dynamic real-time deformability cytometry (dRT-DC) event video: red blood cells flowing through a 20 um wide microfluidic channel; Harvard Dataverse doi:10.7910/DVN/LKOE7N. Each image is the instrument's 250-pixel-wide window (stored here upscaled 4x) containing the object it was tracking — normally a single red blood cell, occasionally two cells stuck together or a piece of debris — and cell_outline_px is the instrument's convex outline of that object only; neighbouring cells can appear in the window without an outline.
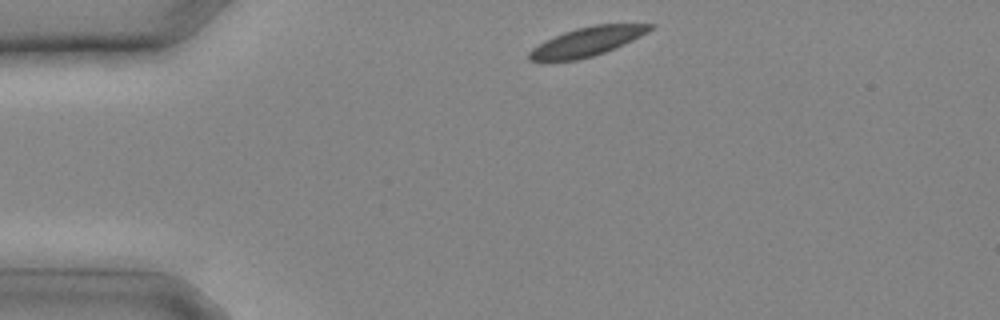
{"species": "common noctule bat (a hibernating species)", "species_latin": "Nyctalus noctula", "temperature_condition": "cold", "stored_images_in_passage": 7, "camera_frame_rate_fps": 3000, "um_per_image_px": 0.085, "animal": {"sex": "male", "body_mass_g": 20.4}, "frame": {"image": 1, "passage_image": 1, "time_ms": 0.0, "image_size_px": [1000, 320], "cell_outline_px": [[656, 24], [648, 32], [616, 48], [592, 56], [576, 60], [528, 60], [528, 52], [532, 48], [564, 32], [576, 28], [596, 24]], "centroid_in_image_um": [49.93, 3.53], "position_along_channel_um": 35.1, "area_um2": 19.94}}
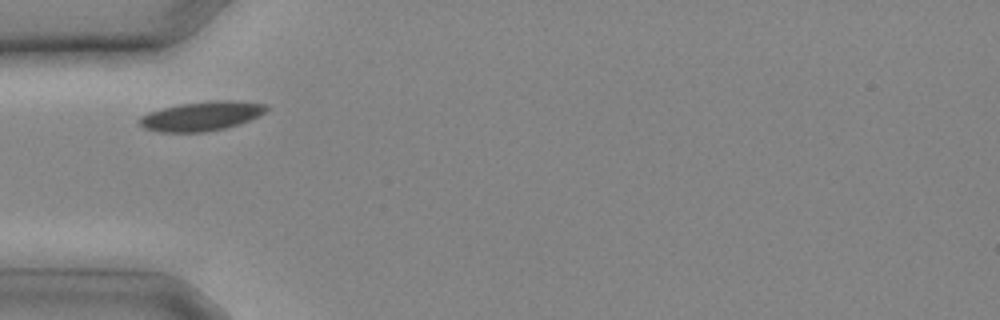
{"frame": {"image": 2, "passage_image": 4, "time_ms": 1.0, "image_size_px": [1000, 320], "cell_outline_px": [[268, 108], [264, 112], [240, 124], [224, 128], [204, 132], [160, 132], [144, 128], [136, 120], [140, 116], [148, 112], [180, 104], [216, 100], [232, 100], [264, 104]], "centroid_in_image_um": [17.07, 9.87], "position_along_channel_um": 67.9, "area_um2": 21.44}}
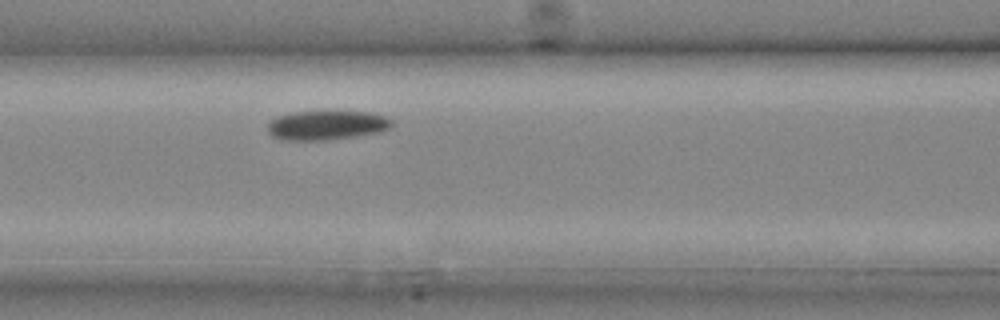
{"frame": {"image": 3, "passage_image": 7, "time_ms": 2.0, "image_size_px": [1000, 320], "cell_outline_px": [[392, 128], [380, 132], [356, 136], [324, 140], [284, 140], [272, 136], [268, 132], [268, 124], [272, 120], [280, 116], [292, 112], [372, 112], [388, 116], [392, 120]], "centroid_in_image_um": [27.83, 10.65], "position_along_channel_um": 138.8, "area_um2": 21.15}}